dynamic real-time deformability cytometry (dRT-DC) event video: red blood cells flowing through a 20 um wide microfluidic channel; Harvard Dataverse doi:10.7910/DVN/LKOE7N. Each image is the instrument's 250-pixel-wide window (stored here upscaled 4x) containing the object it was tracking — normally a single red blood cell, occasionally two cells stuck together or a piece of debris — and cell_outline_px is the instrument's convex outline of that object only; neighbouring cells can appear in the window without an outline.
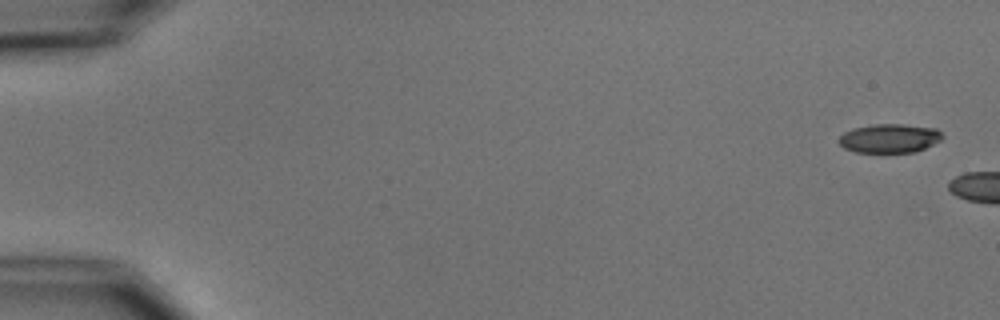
{"species": "common noctule bat (a hibernating species)", "species_latin": "Nyctalus noctula", "temperature_condition": "cold", "stored_images_in_passage": 7, "camera_frame_rate_fps": 3000, "um_per_image_px": 0.085, "animal": {"sex": "male", "body_mass_g": 15.6}, "frame": {"image": 1, "passage_image": 1, "time_ms": 0.0, "image_size_px": [1000, 320], "cell_outline_px": [[944, 136], [940, 140], [916, 152], [856, 152], [844, 148], [836, 140], [844, 132], [852, 128], [872, 124], [904, 124], [936, 128]], "centroid_in_image_um": [75.58, 11.75], "position_along_channel_um": 9.4, "area_um2": 17.51}}
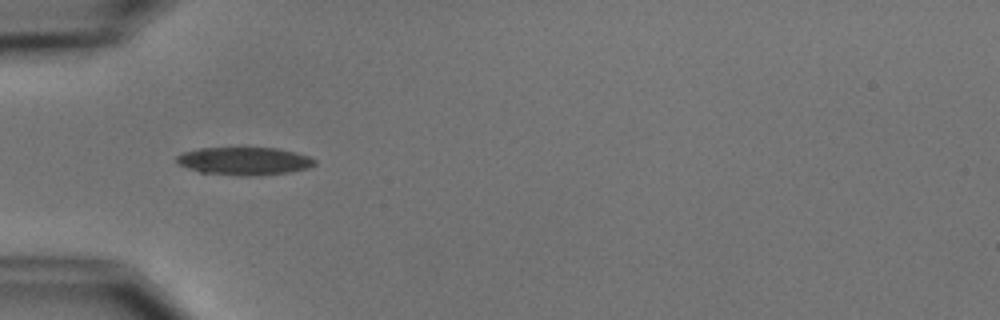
{"frame": {"image": 2, "passage_image": 6, "time_ms": 7.0, "image_size_px": [1000, 320], "cell_outline_px": [[316, 164], [308, 168], [288, 172], [260, 176], [236, 176], [200, 172], [176, 164], [176, 156], [180, 152], [200, 148], [276, 148], [296, 152], [308, 156], [316, 160]], "centroid_in_image_um": [20.73, 13.7], "position_along_channel_um": 64.3, "area_um2": 22.72}}